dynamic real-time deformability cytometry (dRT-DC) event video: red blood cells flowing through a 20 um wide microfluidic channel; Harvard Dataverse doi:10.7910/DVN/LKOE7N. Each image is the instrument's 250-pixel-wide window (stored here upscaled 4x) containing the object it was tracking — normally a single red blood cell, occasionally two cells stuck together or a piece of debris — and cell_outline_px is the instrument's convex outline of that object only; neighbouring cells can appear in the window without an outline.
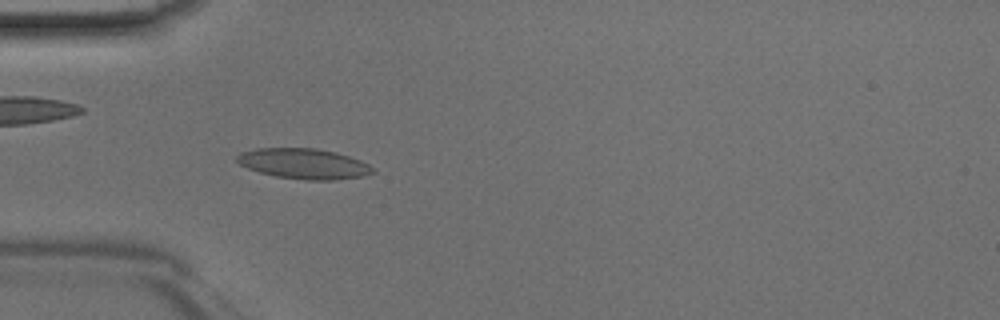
{"species": "Egyptian fruit bat (a non-hibernating species)", "species_latin": "Rousettus aegyptiacus", "temperature_condition": "room temperature", "stored_images_in_passage": 46, "camera_frame_rate_fps": 3000, "um_per_image_px": 0.085, "animal": {"sex": "male"}, "frame": {"image": 1, "passage_image": 14, "time_ms": 4.333, "image_size_px": [1000, 320], "cell_outline_px": [[376, 172], [364, 176], [332, 180], [308, 180], [276, 176], [260, 172], [248, 168], [240, 164], [236, 160], [236, 156], [240, 152], [256, 148], [316, 148], [336, 152], [360, 160], [368, 164]], "centroid_in_image_um": [25.82, 13.91], "position_along_channel_um": 59.2, "area_um2": 23.99}}